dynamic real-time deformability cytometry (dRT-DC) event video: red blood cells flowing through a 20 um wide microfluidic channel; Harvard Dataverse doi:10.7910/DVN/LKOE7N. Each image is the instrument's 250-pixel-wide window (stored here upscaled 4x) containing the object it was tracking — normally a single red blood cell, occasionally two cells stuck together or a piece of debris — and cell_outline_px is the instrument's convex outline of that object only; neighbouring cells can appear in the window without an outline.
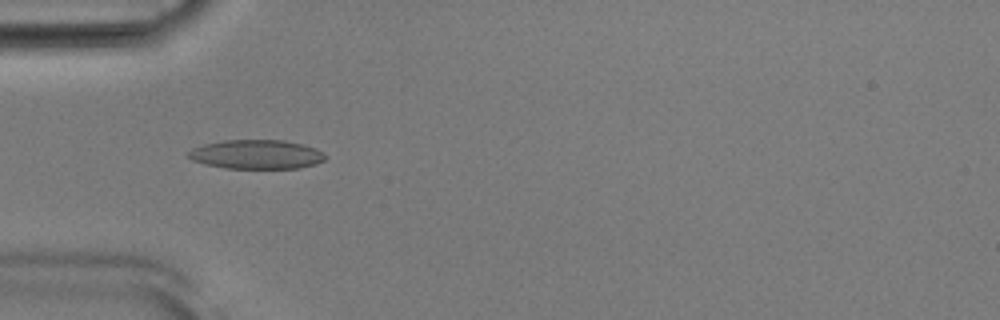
{"species": "Egyptian fruit bat (a non-hibernating species)", "species_latin": "Rousettus aegyptiacus", "temperature_condition": "room temperature", "stored_images_in_passage": 43, "camera_frame_rate_fps": 3000, "um_per_image_px": 0.085, "animal": {"sex": "male"}, "frame": {"image": 1, "passage_image": 7, "time_ms": 2.0, "image_size_px": [1000, 320], "cell_outline_px": [[328, 156], [324, 160], [316, 164], [300, 168], [224, 168], [204, 164], [192, 160], [184, 152], [192, 148], [204, 144], [224, 140], [284, 140], [316, 148], [324, 152]], "centroid_in_image_um": [21.79, 13.12], "position_along_channel_um": 63.2, "area_um2": 23.47}}
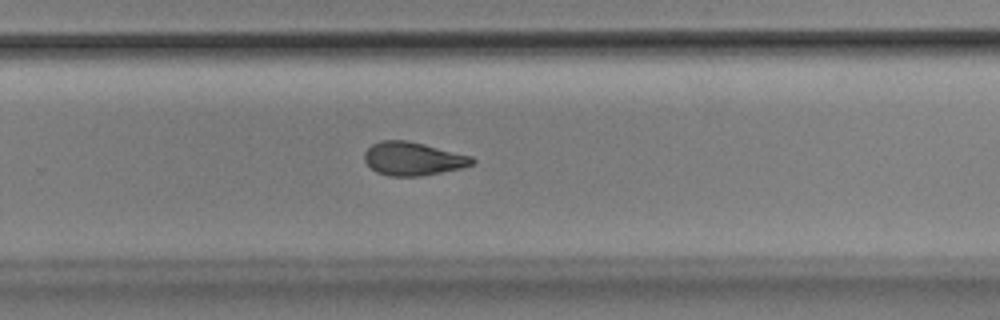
{"frame": {"image": 2, "passage_image": 25, "time_ms": 8.0, "image_size_px": [1000, 320], "cell_outline_px": [[476, 160], [472, 164], [460, 168], [420, 176], [388, 176], [376, 172], [364, 160], [364, 152], [372, 144], [380, 140], [408, 140], [472, 156]], "centroid_in_image_um": [35.07, 13.48], "position_along_channel_um": 294.7, "area_um2": 20.87}}
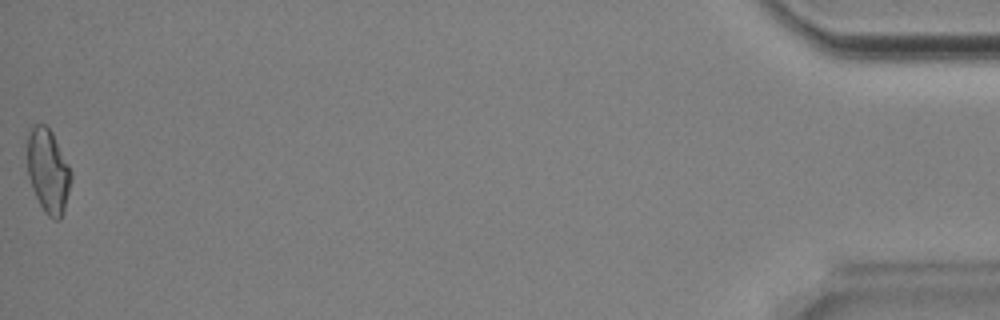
{"frame": {"image": 3, "passage_image": 43, "time_ms": 14.0, "image_size_px": [1000, 320], "cell_outline_px": [[72, 180], [64, 208], [60, 220], [56, 220], [48, 216], [44, 212], [32, 188], [28, 176], [28, 132], [32, 124], [44, 124], [52, 132], [72, 172]], "centroid_in_image_um": [4.09, 14.53], "position_along_channel_um": 431.1, "area_um2": 21.33}, "authors_computed_cell_mechanics": {"area_um2": 21.1548, "velocity_mm_per_s": 3.8891, "shape_relaxation_time_tau1_ms": 9.4893, "shape_relaxation_time_tau2_ms": 2.8893, "deformation_change_tau1": 0.224, "deformation_change_tau2": 0.1042}}